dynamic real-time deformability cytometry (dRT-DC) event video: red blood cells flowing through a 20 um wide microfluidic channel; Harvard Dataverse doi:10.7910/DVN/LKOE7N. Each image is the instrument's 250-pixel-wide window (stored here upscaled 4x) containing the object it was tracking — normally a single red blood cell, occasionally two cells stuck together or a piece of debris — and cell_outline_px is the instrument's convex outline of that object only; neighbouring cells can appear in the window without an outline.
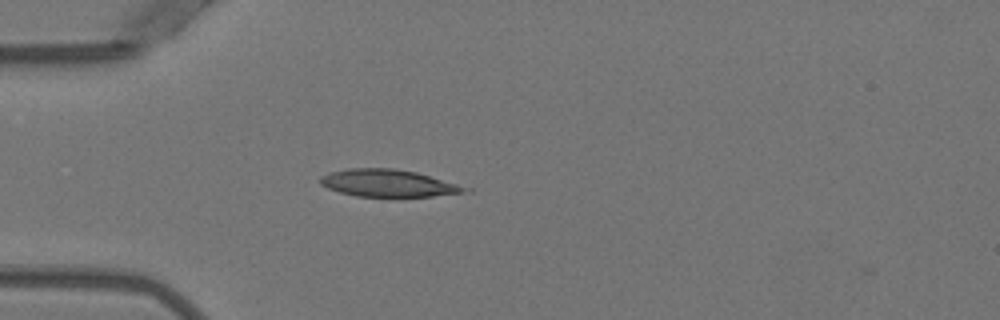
{"species": "Egyptian fruit bat (a non-hibernating species)", "species_latin": "Rousettus aegyptiacus", "temperature_condition": "warm", "stored_images_in_passage": 40, "camera_frame_rate_fps": 3000, "um_per_image_px": 0.085, "animal": {"sex": "female"}, "frame": {"image": 1, "passage_image": 3, "time_ms": 0.667, "image_size_px": [1000, 320], "cell_outline_px": [[472, 192], [432, 196], [356, 196], [340, 192], [328, 188], [320, 184], [320, 176], [328, 172], [348, 168], [396, 168], [416, 172], [472, 188]], "centroid_in_image_um": [33.02, 15.56], "position_along_channel_um": 52.0, "area_um2": 23.06}}
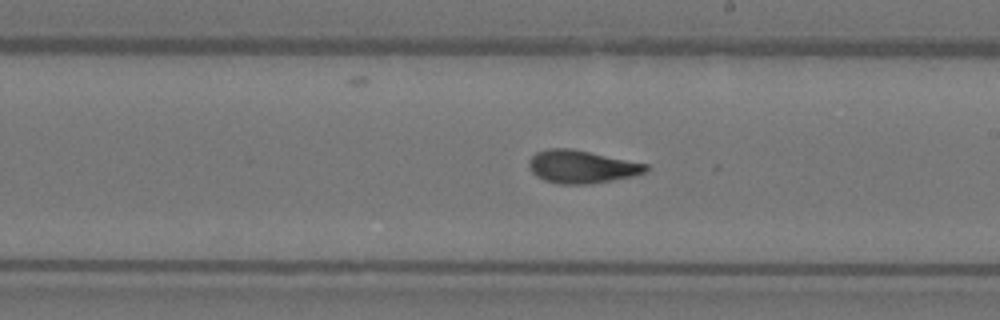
{"frame": {"image": 2, "passage_image": 18, "time_ms": 5.667, "image_size_px": [1000, 320], "cell_outline_px": [[652, 168], [644, 172], [632, 176], [612, 180], [588, 184], [560, 184], [544, 180], [536, 176], [528, 168], [528, 160], [536, 152], [548, 148], [572, 148], [648, 164]], "centroid_in_image_um": [49.42, 14.16], "position_along_channel_um": 239.6, "area_um2": 22.54}}
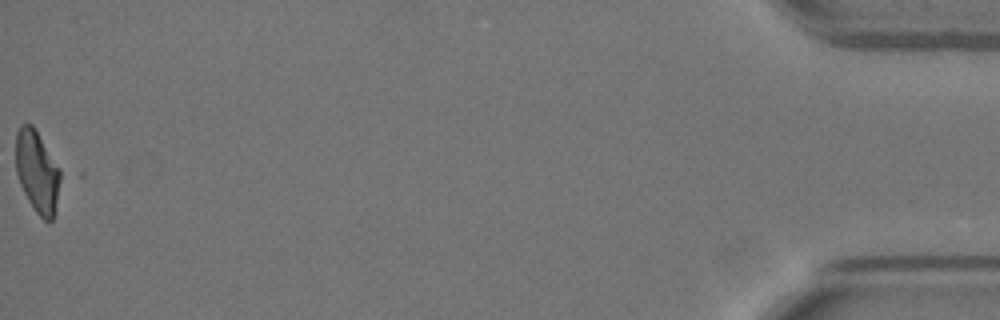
{"frame": {"image": 3, "passage_image": 40, "time_ms": 13.0, "image_size_px": [1000, 320], "cell_outline_px": [[68, 176], [52, 220], [44, 220], [36, 212], [28, 200], [20, 184], [16, 172], [16, 132], [20, 124], [32, 124], [68, 172]], "centroid_in_image_um": [3.32, 14.58], "position_along_channel_um": 431.9, "area_um2": 23.29}, "authors_computed_cell_mechanics": {"area_um2": 22.4264, "velocity_mm_per_s": 3.9668, "shape_relaxation_time_tau1_ms": null, "shape_relaxation_time_tau2_ms": 1.3213, "deformation_change_tau1": null, "deformation_change_tau2": 0.0743}}